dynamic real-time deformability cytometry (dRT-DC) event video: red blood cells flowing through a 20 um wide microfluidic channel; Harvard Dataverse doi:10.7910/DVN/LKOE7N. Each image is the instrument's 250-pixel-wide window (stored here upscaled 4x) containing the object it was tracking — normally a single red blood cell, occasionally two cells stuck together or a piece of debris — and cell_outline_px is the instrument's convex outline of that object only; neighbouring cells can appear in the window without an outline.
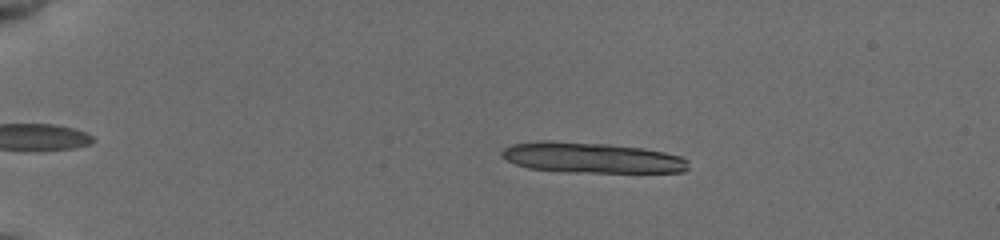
{"species": "common noctule bat (a hibernating species)", "species_latin": "Nyctalus noctula", "temperature_condition": "cold", "stored_images_in_passage": 39, "camera_frame_rate_fps": 3000, "um_per_image_px": 0.085, "animal": {"sex": "female", "body_mass_g": 19.5, "forearm_length_mm": 54.1}, "frame": {"image": 1, "passage_image": 23, "time_ms": 4.0, "image_size_px": [1000, 240], "cell_outline_px": [[688, 168], [680, 172], [568, 172], [528, 168], [516, 164], [500, 156], [500, 152], [504, 148], [516, 144], [544, 140], [548, 140], [604, 144], [640, 148], [664, 152], [680, 156], [688, 160]], "centroid_in_image_um": [50.27, 13.41], "position_along_channel_um": 34.7, "area_um2": 32.89}}